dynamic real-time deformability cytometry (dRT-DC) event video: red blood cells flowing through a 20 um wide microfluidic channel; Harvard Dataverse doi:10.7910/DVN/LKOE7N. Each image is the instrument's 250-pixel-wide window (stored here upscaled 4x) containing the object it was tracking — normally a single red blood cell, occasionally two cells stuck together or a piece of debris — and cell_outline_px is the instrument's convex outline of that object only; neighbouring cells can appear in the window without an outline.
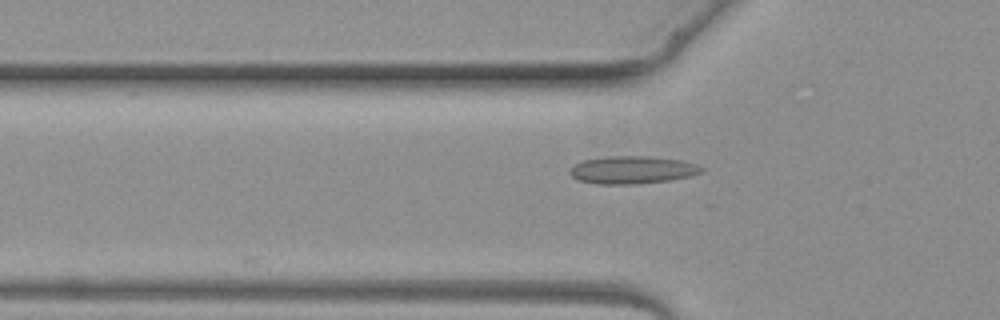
{"species": "common noctule bat (a hibernating species)", "species_latin": "Nyctalus noctula", "temperature_condition": "warm", "stored_images_in_passage": 5, "camera_frame_rate_fps": 3000, "um_per_image_px": 0.085, "animal": {"sex": "female", "body_mass_g": 19.3, "forearm_length_mm": 54.1}, "frame": {"image": 1, "passage_image": 5, "time_ms": 5.667, "image_size_px": [1000, 320], "cell_outline_px": [[704, 168], [700, 172], [688, 176], [668, 180], [632, 184], [596, 184], [580, 180], [572, 176], [568, 172], [568, 168], [572, 164], [580, 160], [608, 156], [648, 156], [680, 160], [696, 164]], "centroid_in_image_um": [53.64, 14.43], "position_along_channel_um": 72.2, "area_um2": 21.21}}